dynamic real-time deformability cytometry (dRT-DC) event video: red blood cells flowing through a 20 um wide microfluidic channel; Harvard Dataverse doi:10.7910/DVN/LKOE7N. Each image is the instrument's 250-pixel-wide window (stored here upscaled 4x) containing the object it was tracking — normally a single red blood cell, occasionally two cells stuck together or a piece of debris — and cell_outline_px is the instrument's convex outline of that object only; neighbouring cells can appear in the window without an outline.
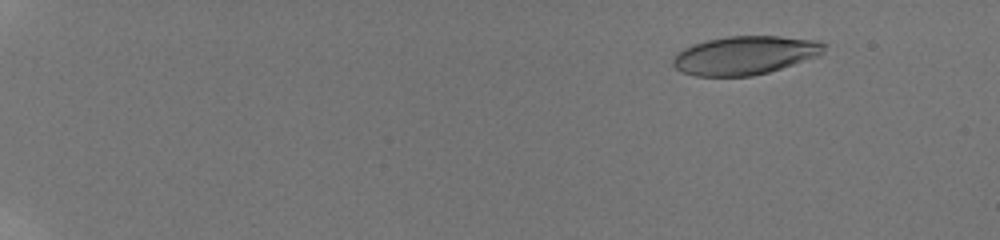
{"species": "human", "species_latin": "Homo sapiens", "temperature_condition": "room temperature", "stored_images_in_passage": 38, "camera_frame_rate_fps": 3000, "um_per_image_px": 0.085, "donor": {"sex": "male"}, "frame": {"image": 1, "passage_image": 10, "time_ms": 2.667, "image_size_px": [1000, 240], "cell_outline_px": [[828, 44], [824, 52], [820, 56], [768, 72], [752, 76], [696, 76], [684, 72], [676, 68], [672, 64], [672, 60], [676, 52], [684, 48], [708, 40], [728, 36], [780, 36], [816, 40]], "centroid_in_image_um": [63.36, 4.7], "position_along_channel_um": 21.6, "area_um2": 33.99}}
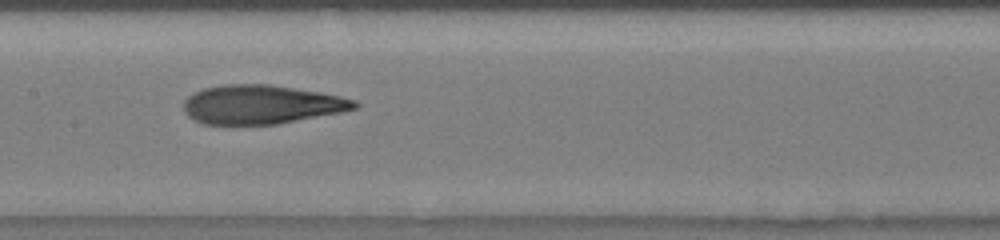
{"frame": {"image": 2, "passage_image": 29, "time_ms": 11.333, "image_size_px": [1000, 240], "cell_outline_px": [[360, 104], [356, 108], [340, 112], [276, 124], [204, 124], [188, 116], [184, 112], [184, 100], [188, 96], [204, 88], [224, 84], [268, 84], [320, 92], [340, 96], [356, 100]], "centroid_in_image_um": [22.21, 8.88], "position_along_channel_um": 185.2, "area_um2": 38.49}}
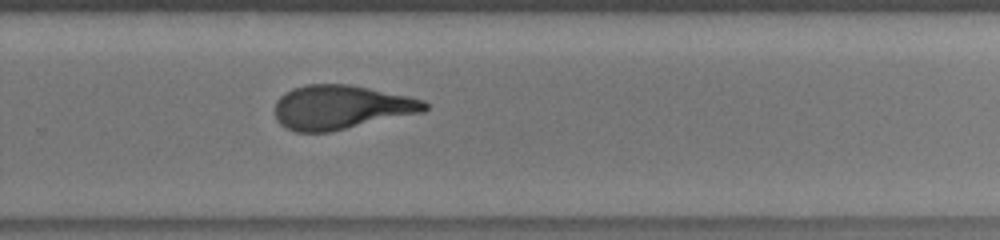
{"frame": {"image": 3, "passage_image": 38, "time_ms": 14.333, "image_size_px": [1000, 240], "cell_outline_px": [[428, 108], [424, 112], [328, 132], [296, 132], [284, 128], [276, 120], [276, 100], [284, 92], [292, 88], [304, 84], [348, 84], [408, 96], [424, 100], [428, 104]], "centroid_in_image_um": [28.96, 9.11], "position_along_channel_um": 300.8, "area_um2": 38.55}}